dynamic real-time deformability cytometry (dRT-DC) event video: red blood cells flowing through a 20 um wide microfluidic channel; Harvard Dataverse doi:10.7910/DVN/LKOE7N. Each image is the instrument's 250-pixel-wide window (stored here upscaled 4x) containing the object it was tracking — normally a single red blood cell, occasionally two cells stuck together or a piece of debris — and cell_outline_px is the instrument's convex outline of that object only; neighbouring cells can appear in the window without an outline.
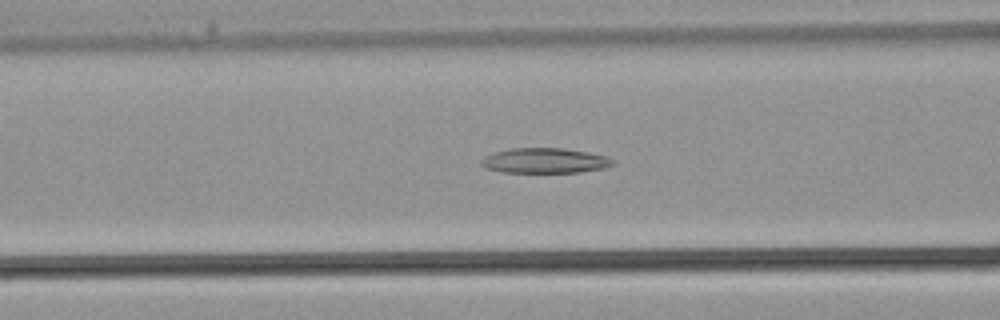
{"species": "common noctule bat (a hibernating species)", "species_latin": "Nyctalus noctula", "temperature_condition": "warm", "stored_images_in_passage": 26, "camera_frame_rate_fps": 3000, "um_per_image_px": 0.085, "animal": {"sex": "male", "body_mass_g": 21.5, "forearm_length_mm": 52.0}, "frame": {"image": 1, "passage_image": 10, "time_ms": 3.0, "image_size_px": [1000, 320], "cell_outline_px": [[616, 164], [604, 168], [580, 172], [504, 172], [484, 168], [480, 164], [480, 160], [484, 156], [508, 148], [564, 148], [588, 152], [604, 156], [612, 160]], "centroid_in_image_um": [46.27, 13.65], "position_along_channel_um": 120.3, "area_um2": 19.25}}
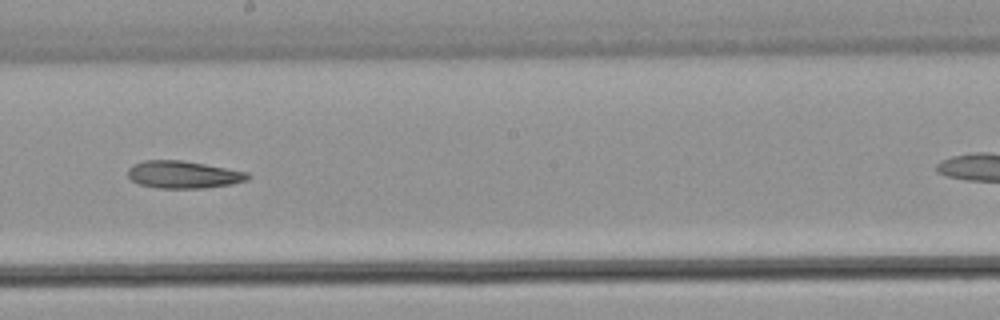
{"frame": {"image": 2, "passage_image": 16, "time_ms": 5.0, "image_size_px": [1000, 320], "cell_outline_px": [[252, 176], [248, 180], [232, 184], [204, 188], [156, 188], [140, 184], [132, 180], [128, 176], [128, 168], [144, 160], [184, 160], [248, 172]], "centroid_in_image_um": [15.62, 14.84], "position_along_channel_um": 232.6, "area_um2": 19.19}}
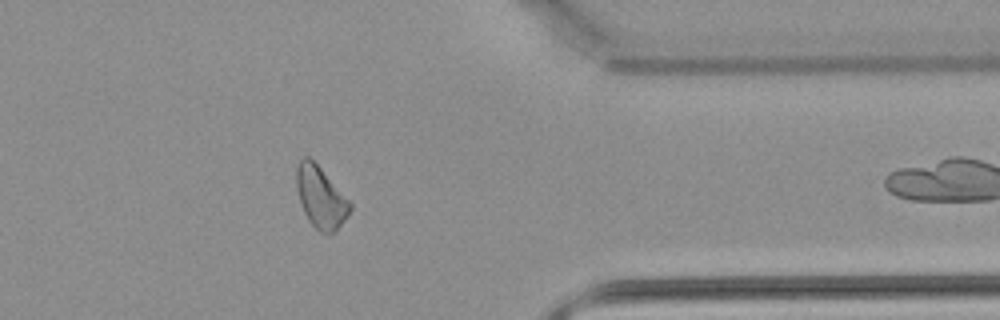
{"frame": {"image": 3, "passage_image": 25, "time_ms": 8.0, "image_size_px": [1000, 320], "cell_outline_px": [[352, 208], [348, 216], [332, 232], [320, 232], [308, 220], [300, 204], [296, 184], [296, 168], [300, 160], [304, 156], [308, 156], [320, 168], [352, 204]], "centroid_in_image_um": [27.23, 16.76], "position_along_channel_um": 384.2, "area_um2": 18.73}}